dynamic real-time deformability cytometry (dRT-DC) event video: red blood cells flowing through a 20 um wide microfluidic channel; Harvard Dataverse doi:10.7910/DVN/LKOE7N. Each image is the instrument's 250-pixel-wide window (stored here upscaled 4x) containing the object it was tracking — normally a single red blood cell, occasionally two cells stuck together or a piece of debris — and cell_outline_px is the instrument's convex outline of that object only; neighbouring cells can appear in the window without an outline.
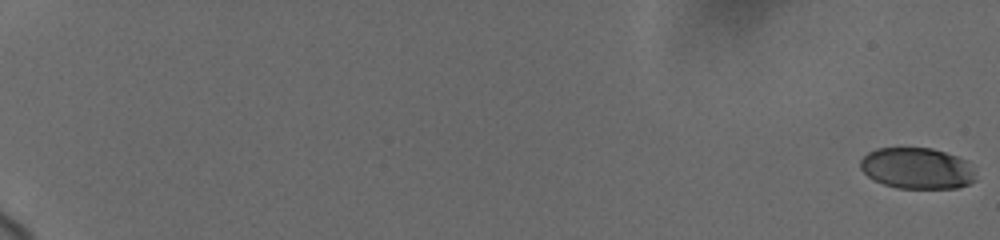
{"species": "human", "species_latin": "Homo sapiens", "temperature_condition": "cold", "stored_images_in_passage": 18, "camera_frame_rate_fps": 3000, "um_per_image_px": 0.085, "donor": {"sex": "female"}, "frame": {"image": 1, "passage_image": 1, "time_ms": 0.0, "image_size_px": [1000, 240], "cell_outline_px": [[976, 180], [968, 184], [956, 188], [896, 188], [884, 184], [868, 176], [860, 168], [860, 160], [868, 152], [876, 148], [932, 148], [968, 160]], "centroid_in_image_um": [77.94, 14.3], "position_along_channel_um": 7.1, "area_um2": 27.57}}
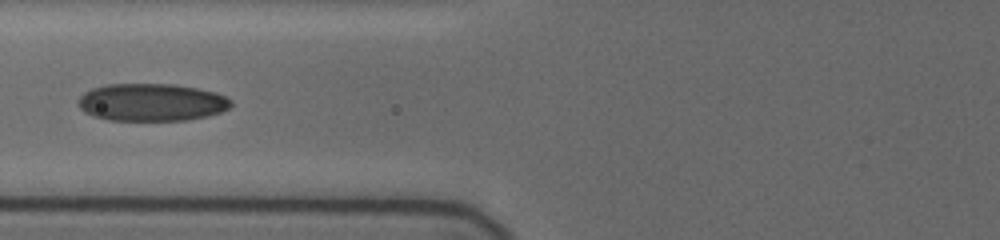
{"frame": {"image": 2, "passage_image": 13, "time_ms": 9.333, "image_size_px": [1000, 240], "cell_outline_px": [[232, 104], [228, 108], [220, 112], [208, 116], [188, 120], [108, 120], [92, 116], [84, 112], [76, 104], [76, 100], [84, 92], [92, 88], [104, 84], [176, 84], [216, 92], [232, 100]], "centroid_in_image_um": [12.84, 8.69], "position_along_channel_um": 113.0, "area_um2": 33.76}}
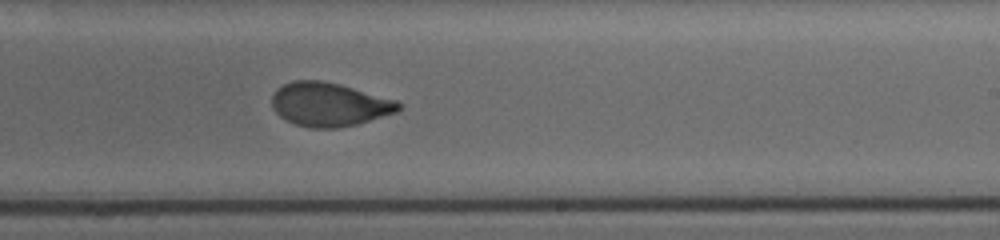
{"frame": {"image": 3, "passage_image": 18, "time_ms": 13.333, "image_size_px": [1000, 240], "cell_outline_px": [[404, 104], [396, 112], [356, 124], [336, 128], [312, 128], [296, 124], [284, 120], [272, 108], [272, 96], [276, 88], [292, 80], [320, 80], [340, 84], [396, 100]], "centroid_in_image_um": [27.96, 8.87], "position_along_channel_um": 261.0, "area_um2": 32.25}}